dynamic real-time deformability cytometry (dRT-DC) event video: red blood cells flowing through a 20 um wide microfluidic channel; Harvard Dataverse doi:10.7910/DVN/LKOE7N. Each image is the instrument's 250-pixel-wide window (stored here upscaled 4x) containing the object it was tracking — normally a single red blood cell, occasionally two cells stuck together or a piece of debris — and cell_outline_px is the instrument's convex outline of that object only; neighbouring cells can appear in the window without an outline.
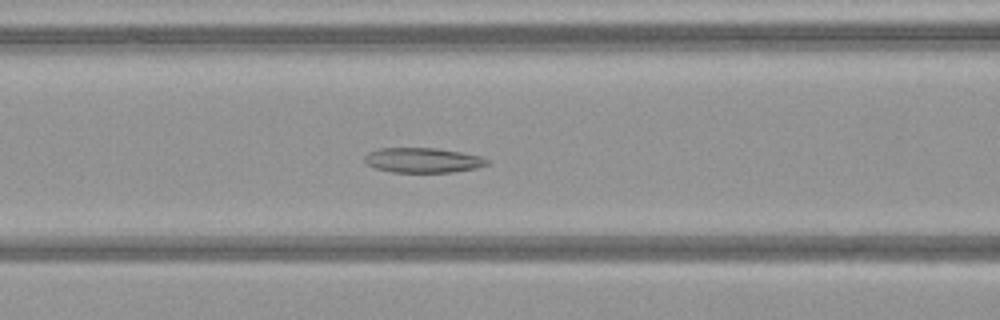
{"species": "common noctule bat (a hibernating species)", "species_latin": "Nyctalus noctula", "temperature_condition": "warm", "stored_images_in_passage": 52, "segment_of_instrument_passage": [1, 2], "camera_frame_rate_fps": 3000, "um_per_image_px": 0.085, "animal": {"sex": "female", "body_mass_g": 21.9}, "frame": {"image": 1, "passage_image": 22, "time_ms": 7.0, "image_size_px": [1000, 320], "cell_outline_px": [[488, 164], [476, 168], [452, 172], [392, 172], [376, 168], [368, 164], [364, 160], [364, 156], [368, 152], [380, 148], [436, 148], [460, 152], [480, 156], [488, 160]], "centroid_in_image_um": [35.92, 13.61], "position_along_channel_um": 130.7, "area_um2": 17.63}}
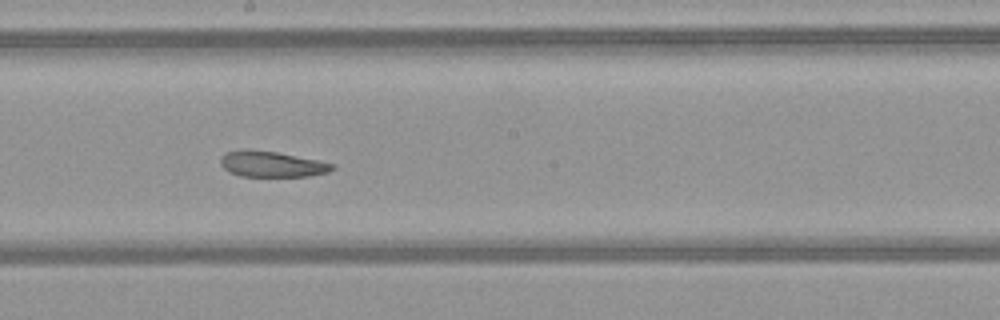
{"frame": {"image": 2, "passage_image": 29, "time_ms": 9.333, "image_size_px": [1000, 320], "cell_outline_px": [[336, 168], [328, 172], [308, 176], [240, 176], [228, 172], [220, 164], [220, 156], [224, 152], [244, 148], [252, 148], [276, 152], [336, 164]], "centroid_in_image_um": [23.04, 13.93], "position_along_channel_um": 225.2, "area_um2": 17.05}}
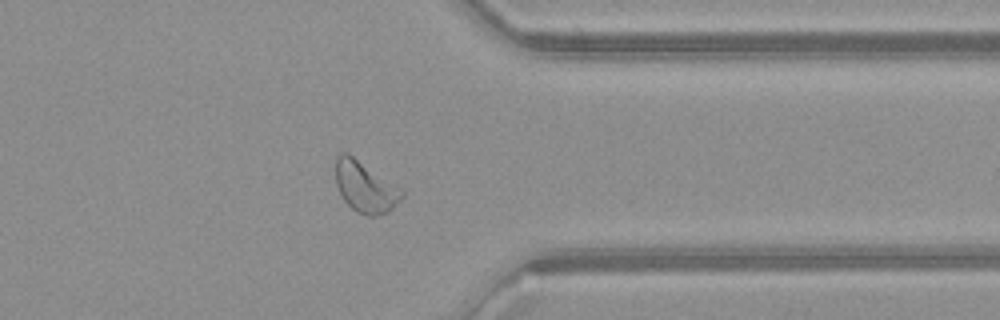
{"frame": {"image": 3, "passage_image": 41, "time_ms": 13.333, "image_size_px": [1000, 320], "cell_outline_px": [[404, 196], [388, 212], [376, 216], [368, 216], [356, 212], [344, 200], [336, 184], [336, 156], [340, 152], [348, 152], [400, 188], [404, 192]], "centroid_in_image_um": [31.03, 15.88], "position_along_channel_um": 380.4, "area_um2": 19.54}}